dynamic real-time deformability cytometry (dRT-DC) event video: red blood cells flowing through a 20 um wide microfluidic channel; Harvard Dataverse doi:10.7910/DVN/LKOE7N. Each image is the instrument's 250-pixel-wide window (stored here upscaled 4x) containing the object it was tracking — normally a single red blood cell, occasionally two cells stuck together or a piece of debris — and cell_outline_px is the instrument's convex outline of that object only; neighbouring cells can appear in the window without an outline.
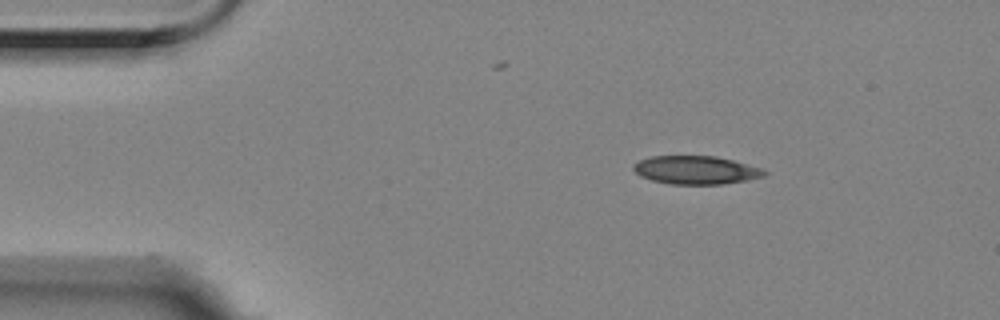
{"species": "Egyptian fruit bat (a non-hibernating species)", "species_latin": "Rousettus aegyptiacus", "temperature_condition": "room temperature", "stored_images_in_passage": 3, "camera_frame_rate_fps": 3000, "um_per_image_px": 0.085, "animal": {"sex": "female"}, "frame": {"image": 1, "passage_image": 1, "time_ms": 0.0, "image_size_px": [1000, 320], "cell_outline_px": [[768, 172], [764, 176], [724, 184], [672, 184], [652, 180], [640, 176], [632, 168], [632, 164], [640, 160], [652, 156], [716, 156], [732, 160], [760, 168]], "centroid_in_image_um": [59.11, 14.45], "position_along_channel_um": 25.9, "area_um2": 21.39}}